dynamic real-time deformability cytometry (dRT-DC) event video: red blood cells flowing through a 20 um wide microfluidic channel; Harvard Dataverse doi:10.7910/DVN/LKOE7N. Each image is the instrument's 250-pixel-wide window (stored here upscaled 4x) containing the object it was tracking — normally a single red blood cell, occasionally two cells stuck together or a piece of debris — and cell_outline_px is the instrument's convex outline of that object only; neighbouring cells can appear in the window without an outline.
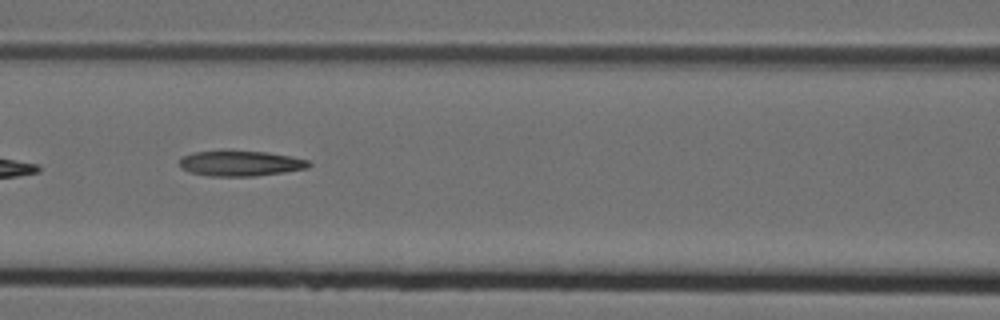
{"species": "Egyptian fruit bat (a non-hibernating species)", "species_latin": "Rousettus aegyptiacus", "temperature_condition": "cold", "stored_images_in_passage": 7, "camera_frame_rate_fps": 3000, "um_per_image_px": 0.085, "animal": {"sex": "female"}, "frame": {"image": 1, "passage_image": 4, "time_ms": 1.0, "image_size_px": [1000, 320], "cell_outline_px": [[312, 164], [308, 168], [284, 172], [256, 176], [208, 176], [188, 172], [180, 168], [180, 160], [184, 156], [192, 152], [224, 148], [228, 148], [264, 152], [288, 156], [308, 160]], "centroid_in_image_um": [20.37, 13.85], "position_along_channel_um": 146.2, "area_um2": 19.83}}
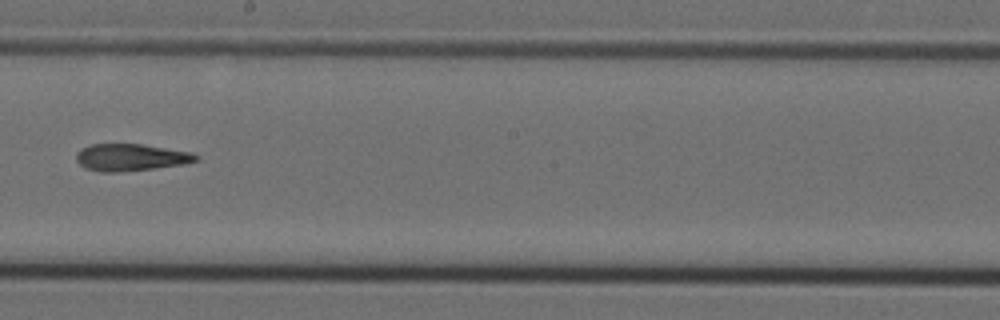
{"frame": {"image": 2, "passage_image": 6, "time_ms": 1.667, "image_size_px": [1000, 320], "cell_outline_px": [[200, 160], [184, 164], [120, 172], [100, 172], [84, 168], [76, 160], [76, 152], [80, 148], [92, 144], [140, 144], [192, 152], [200, 156]], "centroid_in_image_um": [11.11, 13.37], "position_along_channel_um": 237.1, "area_um2": 18.96}}
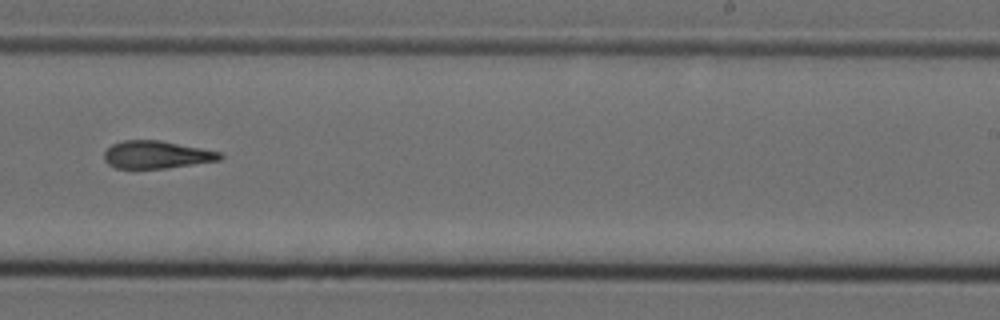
{"frame": {"image": 3, "passage_image": 7, "time_ms": 2.0, "image_size_px": [1000, 320], "cell_outline_px": [[224, 156], [220, 160], [168, 168], [116, 168], [108, 164], [104, 160], [104, 152], [112, 144], [124, 140], [160, 140], [220, 152]], "centroid_in_image_um": [13.29, 13.15], "position_along_channel_um": 275.7, "area_um2": 18.55}}